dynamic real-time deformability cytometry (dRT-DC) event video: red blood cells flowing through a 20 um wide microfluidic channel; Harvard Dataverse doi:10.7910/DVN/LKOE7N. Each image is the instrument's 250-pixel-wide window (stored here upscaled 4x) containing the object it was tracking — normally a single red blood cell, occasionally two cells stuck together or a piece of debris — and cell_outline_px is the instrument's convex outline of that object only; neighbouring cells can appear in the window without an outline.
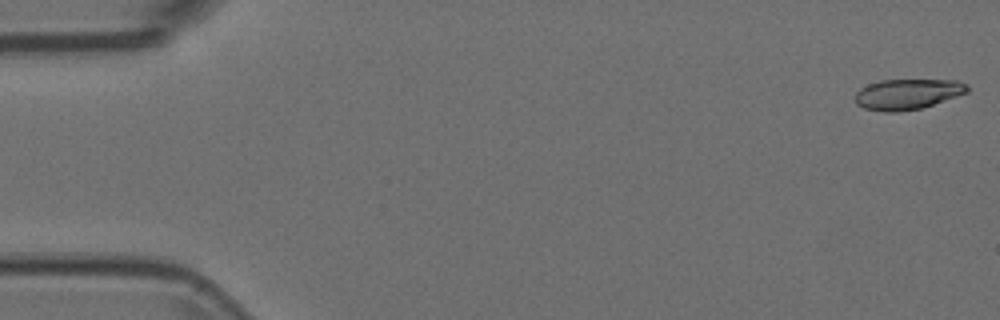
{"species": "Egyptian fruit bat (a non-hibernating species)", "species_latin": "Rousettus aegyptiacus", "temperature_condition": "room temperature", "stored_images_in_passage": 54, "camera_frame_rate_fps": 3000, "um_per_image_px": 0.085, "animal": {"sex": "female"}, "frame": {"image": 1, "passage_image": 1, "time_ms": 0.0, "image_size_px": [1000, 320], "cell_outline_px": [[968, 92], [920, 108], [896, 112], [884, 112], [864, 108], [856, 104], [856, 92], [860, 88], [868, 84], [880, 80], [956, 80], [968, 84]], "centroid_in_image_um": [77.11, 7.99], "position_along_channel_um": 7.9, "area_um2": 19.77}}
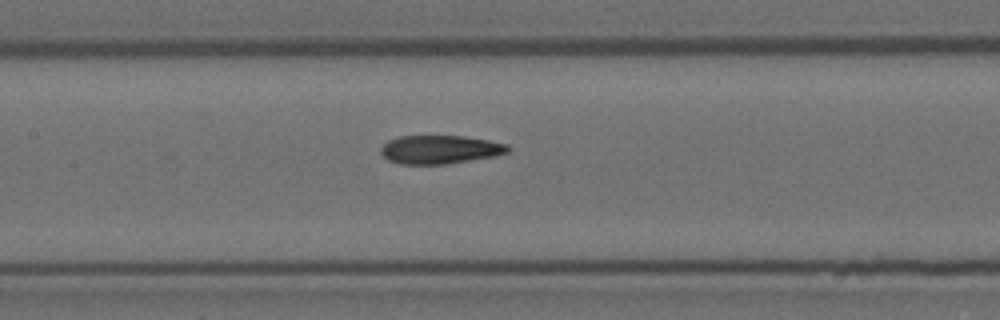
{"frame": {"image": 2, "passage_image": 25, "time_ms": 8.0, "image_size_px": [1000, 320], "cell_outline_px": [[508, 152], [496, 156], [444, 164], [400, 164], [388, 160], [380, 152], [380, 148], [388, 140], [400, 136], [464, 136], [488, 140], [508, 144]], "centroid_in_image_um": [37.38, 12.71], "position_along_channel_um": 170.0, "area_um2": 21.04}}
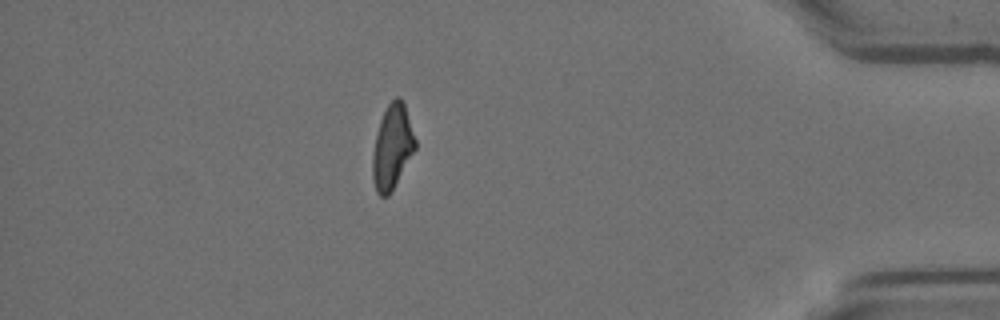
{"frame": {"image": 3, "passage_image": 47, "time_ms": 15.333, "image_size_px": [1000, 320], "cell_outline_px": [[416, 148], [388, 196], [380, 196], [376, 192], [372, 180], [372, 156], [376, 136], [380, 120], [388, 104], [396, 96], [400, 96], [404, 104], [416, 140]], "centroid_in_image_um": [33.33, 12.49], "position_along_channel_um": 401.9, "area_um2": 20.69}}